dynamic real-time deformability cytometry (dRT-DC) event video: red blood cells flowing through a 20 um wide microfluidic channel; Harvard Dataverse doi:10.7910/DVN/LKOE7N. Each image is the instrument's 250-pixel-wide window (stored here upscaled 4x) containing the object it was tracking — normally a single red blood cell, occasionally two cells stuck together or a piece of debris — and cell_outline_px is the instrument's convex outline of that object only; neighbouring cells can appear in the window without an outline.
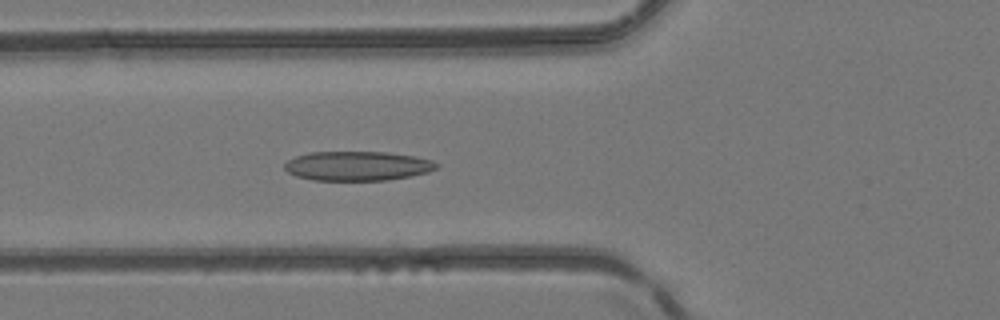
{"species": "common noctule bat (a hibernating species)", "species_latin": "Nyctalus noctula", "temperature_condition": "room temperature", "stored_images_in_passage": 49, "camera_frame_rate_fps": 3000, "um_per_image_px": 0.085, "animal": {"sex": "female", "body_mass_g": 24.6, "forearm_length_mm": 56.2}, "frame": {"image": 1, "passage_image": 19, "time_ms": 6.0, "image_size_px": [1000, 320], "cell_outline_px": [[440, 168], [428, 172], [412, 176], [388, 180], [312, 180], [296, 176], [288, 172], [284, 168], [284, 164], [288, 160], [296, 156], [308, 152], [388, 152], [416, 156], [432, 160], [440, 164]], "centroid_in_image_um": [30.43, 14.1], "position_along_channel_um": 95.4, "area_um2": 26.3}}
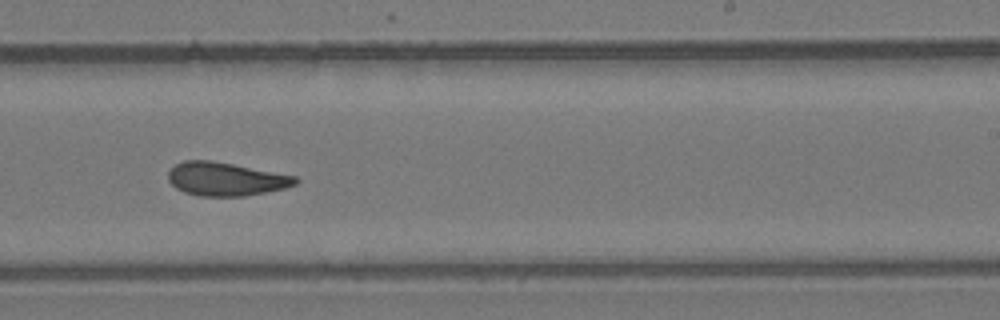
{"frame": {"image": 2, "passage_image": 31, "time_ms": 10.0, "image_size_px": [1000, 320], "cell_outline_px": [[300, 180], [296, 184], [284, 188], [244, 196], [200, 196], [184, 192], [176, 188], [168, 180], [168, 172], [176, 164], [184, 160], [212, 160], [296, 176]], "centroid_in_image_um": [19.17, 15.21], "position_along_channel_um": 269.8, "area_um2": 24.68}}
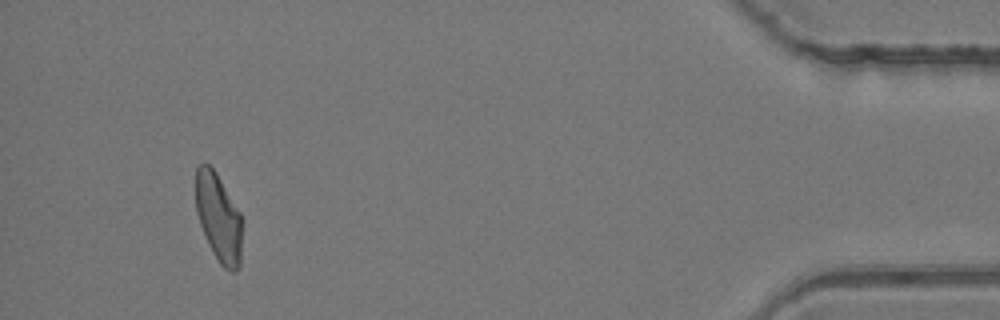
{"frame": {"image": 3, "passage_image": 46, "time_ms": 15.0, "image_size_px": [1000, 320], "cell_outline_px": [[244, 220], [240, 264], [236, 272], [228, 272], [220, 264], [212, 252], [208, 244], [200, 224], [196, 212], [196, 168], [200, 164], [208, 164], [216, 172], [240, 212]], "centroid_in_image_um": [18.62, 18.55], "position_along_channel_um": 416.6, "area_um2": 24.33}}